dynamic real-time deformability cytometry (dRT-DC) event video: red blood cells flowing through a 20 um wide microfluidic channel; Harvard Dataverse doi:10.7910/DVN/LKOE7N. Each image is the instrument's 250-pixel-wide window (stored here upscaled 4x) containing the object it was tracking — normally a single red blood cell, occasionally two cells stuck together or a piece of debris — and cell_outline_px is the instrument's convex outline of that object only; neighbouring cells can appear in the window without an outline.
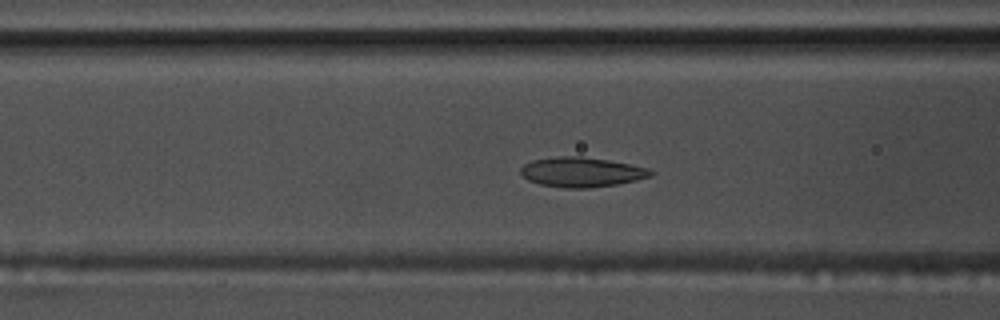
{"species": "common noctule bat (a hibernating species)", "species_latin": "Nyctalus noctula", "temperature_condition": "warm", "stored_images_in_passage": 55, "camera_frame_rate_fps": 3000, "um_per_image_px": 0.085, "animal": {"sex": "male", "body_mass_g": 17.5, "forearm_length_mm": 52.3}, "frame": {"image": 1, "passage_image": 22, "time_ms": 7.0, "image_size_px": [1000, 320], "cell_outline_px": [[656, 172], [652, 176], [636, 180], [616, 184], [588, 188], [564, 188], [540, 184], [528, 180], [520, 172], [520, 168], [524, 164], [532, 160], [556, 156], [580, 156], [608, 160], [648, 168]], "centroid_in_image_um": [49.43, 14.62], "position_along_channel_um": 117.2, "area_um2": 22.54}}
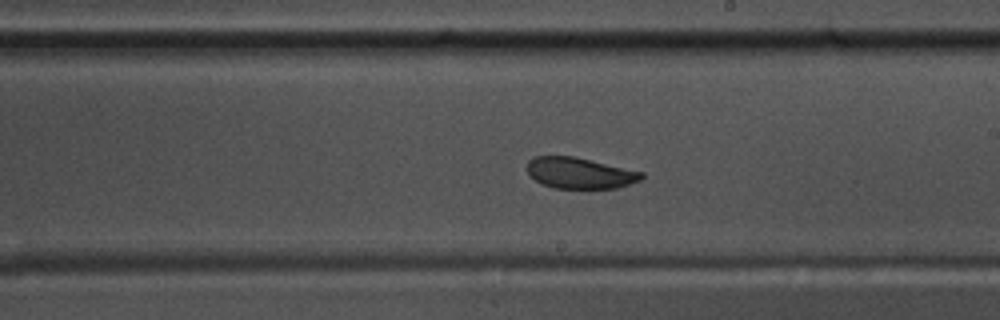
{"frame": {"image": 2, "passage_image": 32, "time_ms": 10.333, "image_size_px": [1000, 320], "cell_outline_px": [[644, 176], [640, 180], [616, 188], [552, 188], [536, 180], [528, 172], [528, 160], [532, 156], [576, 156], [644, 172]], "centroid_in_image_um": [49.3, 14.69], "position_along_channel_um": 239.7, "area_um2": 20.69}}
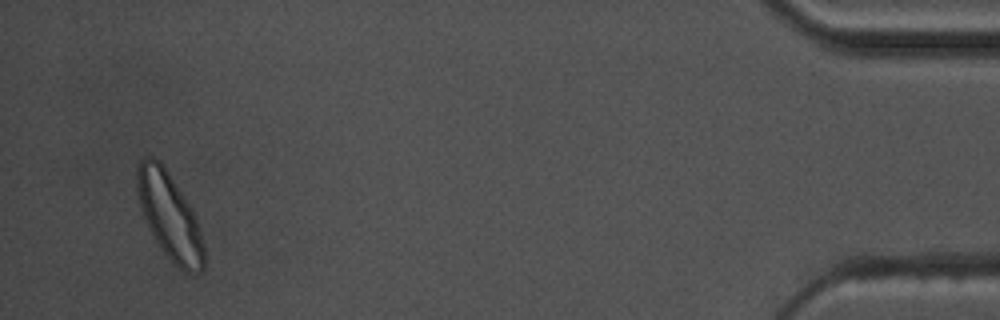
{"frame": {"image": 3, "passage_image": 53, "time_ms": 17.333, "image_size_px": [1000, 320], "cell_outline_px": [[204, 268], [200, 272], [188, 272], [172, 264], [160, 248], [148, 228], [140, 204], [136, 188], [136, 164], [144, 156], [152, 156], [160, 160], [196, 216], [204, 244]], "centroid_in_image_um": [14.39, 18.36], "position_along_channel_um": 420.8, "area_um2": 33.76}, "authors_computed_cell_mechanics": {"area_um2": 23.0044, "velocity_mm_per_s": 3.6937, "shape_relaxation_time_tau1_ms": 2.6289, "shape_relaxation_time_tau2_ms": 1.7814, "deformation_change_tau1": 0.0885, "deformation_change_tau2": 0.0522}}